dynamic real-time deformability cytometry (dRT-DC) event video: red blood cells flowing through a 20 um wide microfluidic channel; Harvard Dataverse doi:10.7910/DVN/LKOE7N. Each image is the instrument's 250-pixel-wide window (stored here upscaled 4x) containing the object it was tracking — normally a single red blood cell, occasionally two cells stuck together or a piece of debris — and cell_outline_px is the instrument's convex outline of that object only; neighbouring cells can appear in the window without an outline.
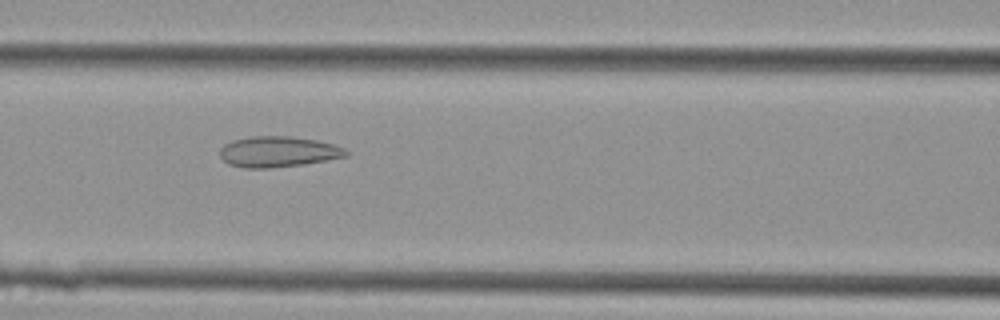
{"species": "Egyptian fruit bat (a non-hibernating species)", "species_latin": "Rousettus aegyptiacus", "temperature_condition": "cold", "stored_images_in_passage": 33, "camera_frame_rate_fps": 3000, "um_per_image_px": 0.085, "animal": {"sex": "female"}, "frame": {"image": 1, "passage_image": 12, "time_ms": 3.667, "image_size_px": [1000, 320], "cell_outline_px": [[348, 156], [304, 164], [268, 168], [244, 168], [228, 164], [220, 156], [220, 148], [224, 144], [232, 140], [252, 136], [292, 136], [316, 140], [332, 144], [344, 148], [348, 152]], "centroid_in_image_um": [23.62, 12.89], "position_along_channel_um": 143.0, "area_um2": 22.6}}
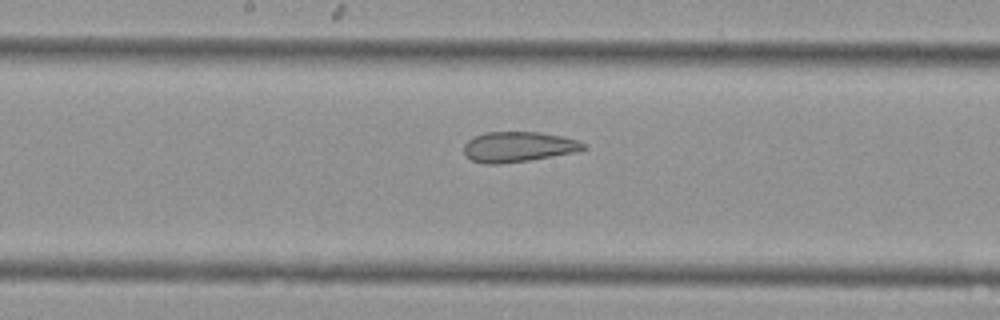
{"frame": {"image": 2, "passage_image": 16, "time_ms": 5.0, "image_size_px": [1000, 320], "cell_outline_px": [[588, 148], [576, 152], [528, 160], [500, 164], [484, 164], [472, 160], [464, 152], [464, 144], [472, 136], [484, 132], [540, 132], [564, 136], [576, 140], [584, 144]], "centroid_in_image_um": [44.04, 12.47], "position_along_channel_um": 204.2, "area_um2": 21.15}}
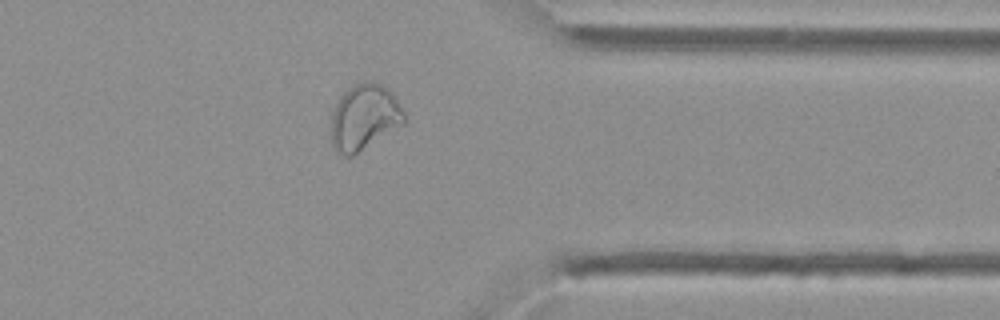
{"frame": {"image": 3, "passage_image": 28, "time_ms": 9.0, "image_size_px": [1000, 320], "cell_outline_px": [[404, 124], [352, 156], [344, 156], [336, 152], [332, 144], [332, 112], [340, 96], [348, 88], [364, 80], [376, 80], [388, 88], [396, 96], [404, 112]], "centroid_in_image_um": [30.98, 9.93], "position_along_channel_um": 380.4, "area_um2": 28.21}}